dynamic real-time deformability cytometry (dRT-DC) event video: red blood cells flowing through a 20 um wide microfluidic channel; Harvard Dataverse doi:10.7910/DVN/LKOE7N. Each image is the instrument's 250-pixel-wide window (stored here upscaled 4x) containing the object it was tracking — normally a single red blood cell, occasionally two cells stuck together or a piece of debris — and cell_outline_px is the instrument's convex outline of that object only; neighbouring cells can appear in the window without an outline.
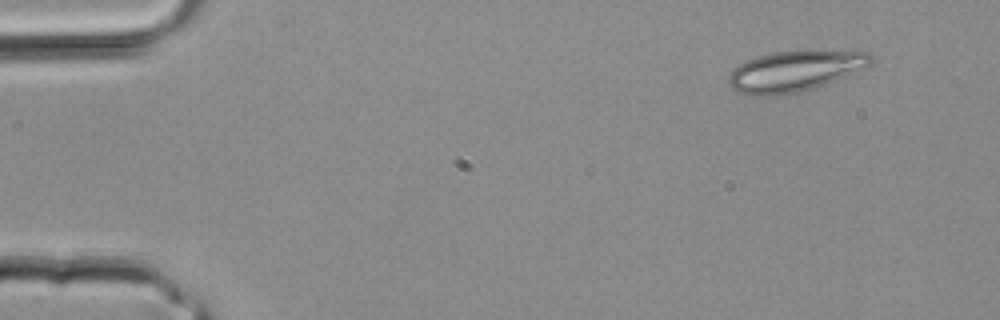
{"species": "common noctule bat (a hibernating species)", "species_latin": "Nyctalus noctula", "temperature_condition": "room temperature", "stored_images_in_passage": 2, "camera_frame_rate_fps": 3000, "um_per_image_px": 0.085, "animal": {"sex": "male", "body_mass_g": 20.4}, "frame": {"image": 1, "passage_image": 1, "time_ms": 0.0, "image_size_px": [1000, 320], "cell_outline_px": [[872, 64], [836, 80], [788, 96], [752, 96], [736, 92], [728, 84], [728, 72], [732, 68], [748, 60], [772, 52], [796, 48], [812, 48], [872, 52]], "centroid_in_image_um": [67.56, 6.01], "position_along_channel_um": 17.4, "area_um2": 35.14}}